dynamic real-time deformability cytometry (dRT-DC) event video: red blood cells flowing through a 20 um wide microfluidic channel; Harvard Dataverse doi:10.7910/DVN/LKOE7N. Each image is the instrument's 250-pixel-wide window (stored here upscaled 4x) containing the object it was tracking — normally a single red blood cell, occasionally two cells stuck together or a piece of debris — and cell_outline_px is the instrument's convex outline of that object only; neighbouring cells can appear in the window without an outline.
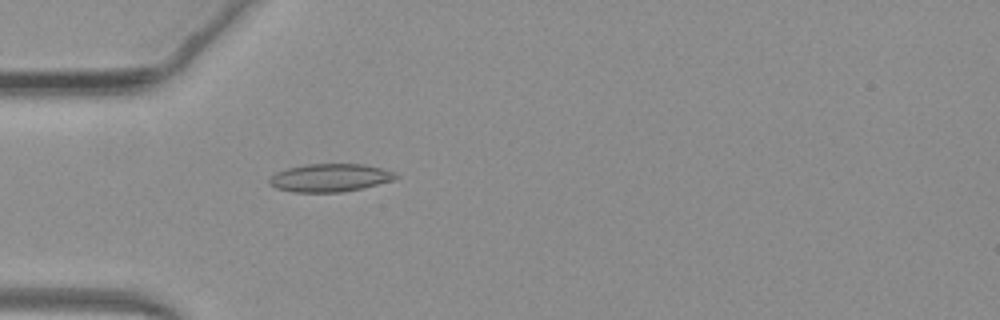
{"species": "common noctule bat (a hibernating species)", "species_latin": "Nyctalus noctula", "temperature_condition": "warm", "stored_images_in_passage": 39, "camera_frame_rate_fps": 3000, "um_per_image_px": 0.085, "animal": {"sex": "female", "body_mass_g": 19.3, "forearm_length_mm": 54.1}, "frame": {"image": 1, "passage_image": 4, "time_ms": 1.0, "image_size_px": [1000, 320], "cell_outline_px": [[384, 180], [372, 184], [356, 188], [332, 192], [304, 192], [280, 188], [272, 184], [284, 172], [292, 168], [316, 164], [352, 164], [376, 168], [384, 172]], "centroid_in_image_um": [27.93, 15.11], "position_along_channel_um": 57.1, "area_um2": 17.46}}
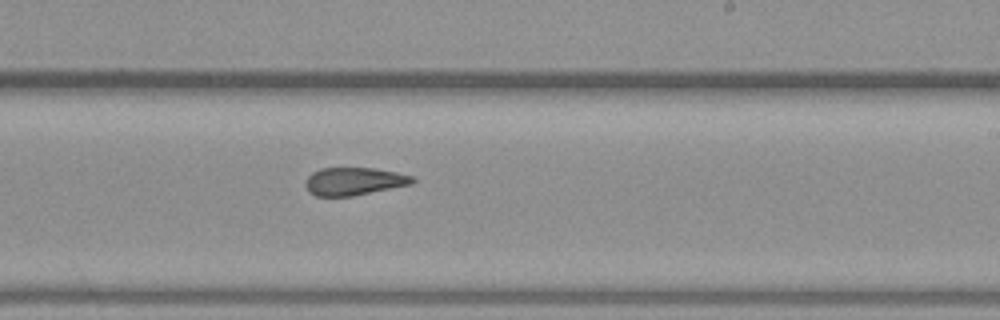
{"frame": {"image": 2, "passage_image": 19, "time_ms": 6.0, "image_size_px": [1000, 320], "cell_outline_px": [[412, 180], [408, 184], [348, 196], [320, 196], [312, 192], [308, 188], [308, 180], [316, 172], [324, 168], [368, 168], [392, 172], [408, 176]], "centroid_in_image_um": [30.05, 15.41], "position_along_channel_um": 259.0, "area_um2": 15.84}}
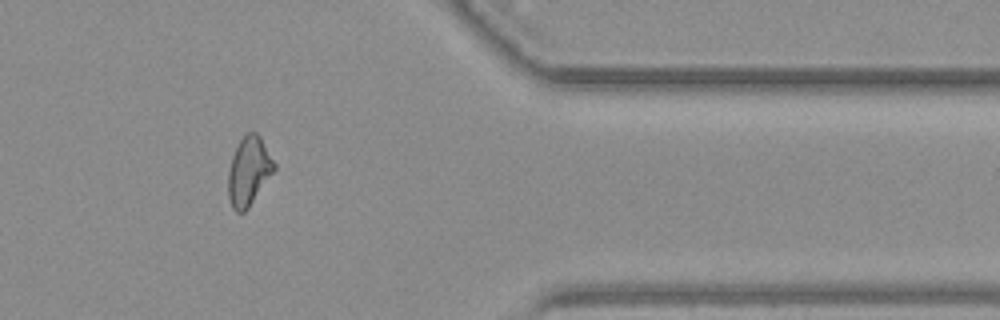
{"frame": {"image": 3, "passage_image": 30, "time_ms": 9.667, "image_size_px": [1000, 320], "cell_outline_px": [[276, 168], [244, 212], [240, 212], [232, 204], [228, 192], [228, 176], [232, 160], [236, 148], [240, 140], [244, 136], [252, 132], [260, 140], [276, 164]], "centroid_in_image_um": [21.15, 14.56], "position_along_channel_um": 390.3, "area_um2": 17.17}, "authors_computed_cell_mechanics": {"area_um2": 16.4152, "velocity_mm_per_s": 4.1436, "shape_relaxation_time_tau1_ms": null, "shape_relaxation_time_tau2_ms": 2.6254, "deformation_change_tau1": null, "deformation_change_tau2": 0.1201}}